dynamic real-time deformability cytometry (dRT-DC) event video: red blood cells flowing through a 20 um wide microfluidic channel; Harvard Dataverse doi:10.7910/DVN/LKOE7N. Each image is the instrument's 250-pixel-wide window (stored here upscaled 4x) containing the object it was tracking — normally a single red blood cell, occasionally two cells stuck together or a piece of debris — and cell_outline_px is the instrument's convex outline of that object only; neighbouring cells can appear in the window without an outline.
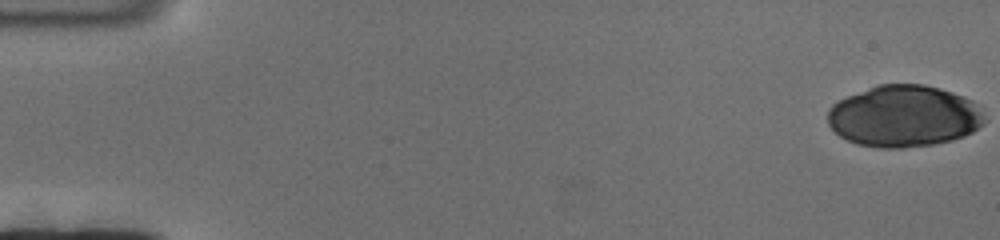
{"species": "human", "species_latin": "Homo sapiens", "temperature_condition": "cold", "stored_images_in_passage": 107, "camera_frame_rate_fps": 3000, "um_per_image_px": 0.085, "donor": {"sex": "female"}, "frame": {"image": 1, "passage_image": 1, "time_ms": 0.0, "image_size_px": [1000, 240], "cell_outline_px": [[984, 124], [972, 132], [964, 136], [952, 140], [932, 144], [904, 148], [880, 148], [856, 144], [840, 136], [828, 124], [828, 108], [832, 104], [848, 96], [880, 84], [924, 84], [952, 92], [964, 96], [972, 100], [984, 116]], "centroid_in_image_um": [76.83, 9.88], "position_along_channel_um": 8.2, "area_um2": 56.18}}
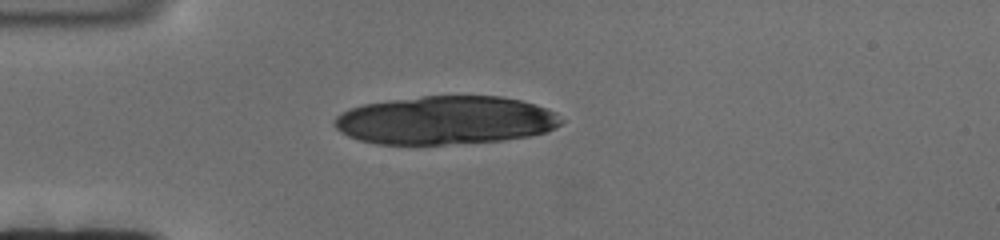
{"frame": {"image": 2, "passage_image": 38, "time_ms": 12.333, "image_size_px": [1000, 240], "cell_outline_px": [[564, 120], [556, 128], [544, 132], [528, 136], [504, 140], [444, 144], [376, 144], [360, 140], [348, 136], [340, 132], [336, 128], [336, 116], [352, 108], [364, 104], [388, 100], [424, 96], [500, 96], [520, 100], [536, 104], [556, 112]], "centroid_in_image_um": [37.9, 10.22], "position_along_channel_um": 47.1, "area_um2": 63.75}}